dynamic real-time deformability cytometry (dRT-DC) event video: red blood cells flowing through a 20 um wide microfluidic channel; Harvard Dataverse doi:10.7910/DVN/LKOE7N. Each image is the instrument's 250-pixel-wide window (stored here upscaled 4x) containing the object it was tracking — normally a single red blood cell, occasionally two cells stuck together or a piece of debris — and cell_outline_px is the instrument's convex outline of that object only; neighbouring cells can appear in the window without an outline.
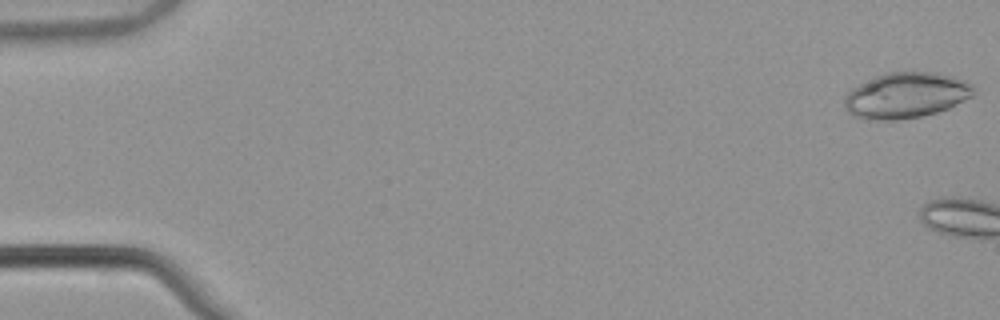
{"species": "common noctule bat (a hibernating species)", "species_latin": "Nyctalus noctula", "temperature_condition": "warm", "stored_images_in_passage": 4, "camera_frame_rate_fps": 3000, "um_per_image_px": 0.085, "animal": {"sex": "male", "body_mass_g": 21.5, "forearm_length_mm": 52.0}, "frame": {"image": 1, "passage_image": 1, "time_ms": 0.0, "image_size_px": [1000, 320], "cell_outline_px": [[976, 92], [972, 96], [948, 108], [936, 112], [920, 116], [900, 120], [864, 120], [852, 116], [844, 108], [844, 96], [852, 88], [876, 76], [888, 72], [936, 72], [952, 76], [964, 80], [972, 84]], "centroid_in_image_um": [76.99, 8.12], "position_along_channel_um": 8.0, "area_um2": 34.56}}